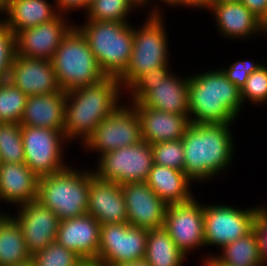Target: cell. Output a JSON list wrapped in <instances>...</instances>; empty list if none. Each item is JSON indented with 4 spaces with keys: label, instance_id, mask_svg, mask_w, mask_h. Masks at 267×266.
Wrapping results in <instances>:
<instances>
[{
    "label": "cell",
    "instance_id": "11",
    "mask_svg": "<svg viewBox=\"0 0 267 266\" xmlns=\"http://www.w3.org/2000/svg\"><path fill=\"white\" fill-rule=\"evenodd\" d=\"M117 107L100 122L85 140L88 148L102 152L101 155L118 148L136 145L141 138L140 117L132 109Z\"/></svg>",
    "mask_w": 267,
    "mask_h": 266
},
{
    "label": "cell",
    "instance_id": "8",
    "mask_svg": "<svg viewBox=\"0 0 267 266\" xmlns=\"http://www.w3.org/2000/svg\"><path fill=\"white\" fill-rule=\"evenodd\" d=\"M153 166L152 145L141 140L136 145L118 148L101 155L99 169L94 175L123 185L146 182Z\"/></svg>",
    "mask_w": 267,
    "mask_h": 266
},
{
    "label": "cell",
    "instance_id": "40",
    "mask_svg": "<svg viewBox=\"0 0 267 266\" xmlns=\"http://www.w3.org/2000/svg\"><path fill=\"white\" fill-rule=\"evenodd\" d=\"M240 2L267 26V0H240Z\"/></svg>",
    "mask_w": 267,
    "mask_h": 266
},
{
    "label": "cell",
    "instance_id": "14",
    "mask_svg": "<svg viewBox=\"0 0 267 266\" xmlns=\"http://www.w3.org/2000/svg\"><path fill=\"white\" fill-rule=\"evenodd\" d=\"M121 189L129 225L146 230L163 227L168 205L146 182L125 183Z\"/></svg>",
    "mask_w": 267,
    "mask_h": 266
},
{
    "label": "cell",
    "instance_id": "46",
    "mask_svg": "<svg viewBox=\"0 0 267 266\" xmlns=\"http://www.w3.org/2000/svg\"><path fill=\"white\" fill-rule=\"evenodd\" d=\"M8 0H0V12H6Z\"/></svg>",
    "mask_w": 267,
    "mask_h": 266
},
{
    "label": "cell",
    "instance_id": "23",
    "mask_svg": "<svg viewBox=\"0 0 267 266\" xmlns=\"http://www.w3.org/2000/svg\"><path fill=\"white\" fill-rule=\"evenodd\" d=\"M189 78L177 79L169 74L163 81L151 84V89L138 101L141 106L173 114H188Z\"/></svg>",
    "mask_w": 267,
    "mask_h": 266
},
{
    "label": "cell",
    "instance_id": "9",
    "mask_svg": "<svg viewBox=\"0 0 267 266\" xmlns=\"http://www.w3.org/2000/svg\"><path fill=\"white\" fill-rule=\"evenodd\" d=\"M148 230L128 223L101 225L97 261L103 266L143 260L146 255Z\"/></svg>",
    "mask_w": 267,
    "mask_h": 266
},
{
    "label": "cell",
    "instance_id": "51",
    "mask_svg": "<svg viewBox=\"0 0 267 266\" xmlns=\"http://www.w3.org/2000/svg\"><path fill=\"white\" fill-rule=\"evenodd\" d=\"M7 216L5 215H0V223L6 218Z\"/></svg>",
    "mask_w": 267,
    "mask_h": 266
},
{
    "label": "cell",
    "instance_id": "47",
    "mask_svg": "<svg viewBox=\"0 0 267 266\" xmlns=\"http://www.w3.org/2000/svg\"><path fill=\"white\" fill-rule=\"evenodd\" d=\"M13 266H35V265H34L33 260L32 259H29L26 262L20 263L18 265H13Z\"/></svg>",
    "mask_w": 267,
    "mask_h": 266
},
{
    "label": "cell",
    "instance_id": "24",
    "mask_svg": "<svg viewBox=\"0 0 267 266\" xmlns=\"http://www.w3.org/2000/svg\"><path fill=\"white\" fill-rule=\"evenodd\" d=\"M211 9L214 11L220 31L226 37L244 38L259 30L267 32V26L240 1L217 3L212 5Z\"/></svg>",
    "mask_w": 267,
    "mask_h": 266
},
{
    "label": "cell",
    "instance_id": "43",
    "mask_svg": "<svg viewBox=\"0 0 267 266\" xmlns=\"http://www.w3.org/2000/svg\"><path fill=\"white\" fill-rule=\"evenodd\" d=\"M115 266H149V265L143 259V260L134 261V262H128V263H123V264H119V265H115Z\"/></svg>",
    "mask_w": 267,
    "mask_h": 266
},
{
    "label": "cell",
    "instance_id": "3",
    "mask_svg": "<svg viewBox=\"0 0 267 266\" xmlns=\"http://www.w3.org/2000/svg\"><path fill=\"white\" fill-rule=\"evenodd\" d=\"M243 104L241 91L222 70L191 76L188 82V105L191 123H231ZM191 112V114H190Z\"/></svg>",
    "mask_w": 267,
    "mask_h": 266
},
{
    "label": "cell",
    "instance_id": "48",
    "mask_svg": "<svg viewBox=\"0 0 267 266\" xmlns=\"http://www.w3.org/2000/svg\"><path fill=\"white\" fill-rule=\"evenodd\" d=\"M135 6L136 5H141V4H143V3H147L148 2V0H130Z\"/></svg>",
    "mask_w": 267,
    "mask_h": 266
},
{
    "label": "cell",
    "instance_id": "32",
    "mask_svg": "<svg viewBox=\"0 0 267 266\" xmlns=\"http://www.w3.org/2000/svg\"><path fill=\"white\" fill-rule=\"evenodd\" d=\"M35 266H79L84 260L57 241L31 255Z\"/></svg>",
    "mask_w": 267,
    "mask_h": 266
},
{
    "label": "cell",
    "instance_id": "45",
    "mask_svg": "<svg viewBox=\"0 0 267 266\" xmlns=\"http://www.w3.org/2000/svg\"><path fill=\"white\" fill-rule=\"evenodd\" d=\"M240 0H210V7L217 3L239 2Z\"/></svg>",
    "mask_w": 267,
    "mask_h": 266
},
{
    "label": "cell",
    "instance_id": "13",
    "mask_svg": "<svg viewBox=\"0 0 267 266\" xmlns=\"http://www.w3.org/2000/svg\"><path fill=\"white\" fill-rule=\"evenodd\" d=\"M194 198L185 203L168 205L163 227L184 253L205 245L204 206Z\"/></svg>",
    "mask_w": 267,
    "mask_h": 266
},
{
    "label": "cell",
    "instance_id": "15",
    "mask_svg": "<svg viewBox=\"0 0 267 266\" xmlns=\"http://www.w3.org/2000/svg\"><path fill=\"white\" fill-rule=\"evenodd\" d=\"M17 217L14 219L22 230L26 248L31 255L56 241L60 220L38 200L22 204Z\"/></svg>",
    "mask_w": 267,
    "mask_h": 266
},
{
    "label": "cell",
    "instance_id": "5",
    "mask_svg": "<svg viewBox=\"0 0 267 266\" xmlns=\"http://www.w3.org/2000/svg\"><path fill=\"white\" fill-rule=\"evenodd\" d=\"M51 62L58 84L65 92L96 84L106 77L87 39L74 26L63 38Z\"/></svg>",
    "mask_w": 267,
    "mask_h": 266
},
{
    "label": "cell",
    "instance_id": "26",
    "mask_svg": "<svg viewBox=\"0 0 267 266\" xmlns=\"http://www.w3.org/2000/svg\"><path fill=\"white\" fill-rule=\"evenodd\" d=\"M46 0H8V20L2 21L16 35L19 31L52 21L59 16Z\"/></svg>",
    "mask_w": 267,
    "mask_h": 266
},
{
    "label": "cell",
    "instance_id": "10",
    "mask_svg": "<svg viewBox=\"0 0 267 266\" xmlns=\"http://www.w3.org/2000/svg\"><path fill=\"white\" fill-rule=\"evenodd\" d=\"M25 164L39 178L58 173L67 166L61 161L62 131L21 125Z\"/></svg>",
    "mask_w": 267,
    "mask_h": 266
},
{
    "label": "cell",
    "instance_id": "29",
    "mask_svg": "<svg viewBox=\"0 0 267 266\" xmlns=\"http://www.w3.org/2000/svg\"><path fill=\"white\" fill-rule=\"evenodd\" d=\"M31 259L22 230L14 218L0 223V266H13Z\"/></svg>",
    "mask_w": 267,
    "mask_h": 266
},
{
    "label": "cell",
    "instance_id": "52",
    "mask_svg": "<svg viewBox=\"0 0 267 266\" xmlns=\"http://www.w3.org/2000/svg\"><path fill=\"white\" fill-rule=\"evenodd\" d=\"M204 266H222V265H204Z\"/></svg>",
    "mask_w": 267,
    "mask_h": 266
},
{
    "label": "cell",
    "instance_id": "18",
    "mask_svg": "<svg viewBox=\"0 0 267 266\" xmlns=\"http://www.w3.org/2000/svg\"><path fill=\"white\" fill-rule=\"evenodd\" d=\"M87 214L93 216L100 225L128 223L121 185L101 180L93 172H89Z\"/></svg>",
    "mask_w": 267,
    "mask_h": 266
},
{
    "label": "cell",
    "instance_id": "33",
    "mask_svg": "<svg viewBox=\"0 0 267 266\" xmlns=\"http://www.w3.org/2000/svg\"><path fill=\"white\" fill-rule=\"evenodd\" d=\"M133 5L130 0H94L87 7L88 20L125 22Z\"/></svg>",
    "mask_w": 267,
    "mask_h": 266
},
{
    "label": "cell",
    "instance_id": "17",
    "mask_svg": "<svg viewBox=\"0 0 267 266\" xmlns=\"http://www.w3.org/2000/svg\"><path fill=\"white\" fill-rule=\"evenodd\" d=\"M8 80L25 95L60 92L51 60L14 56Z\"/></svg>",
    "mask_w": 267,
    "mask_h": 266
},
{
    "label": "cell",
    "instance_id": "37",
    "mask_svg": "<svg viewBox=\"0 0 267 266\" xmlns=\"http://www.w3.org/2000/svg\"><path fill=\"white\" fill-rule=\"evenodd\" d=\"M167 65H162L140 75L128 88L133 89V101L138 102L150 89L151 84L163 81L170 73Z\"/></svg>",
    "mask_w": 267,
    "mask_h": 266
},
{
    "label": "cell",
    "instance_id": "41",
    "mask_svg": "<svg viewBox=\"0 0 267 266\" xmlns=\"http://www.w3.org/2000/svg\"><path fill=\"white\" fill-rule=\"evenodd\" d=\"M56 4H58V8L60 10H70L77 8H84V0H56Z\"/></svg>",
    "mask_w": 267,
    "mask_h": 266
},
{
    "label": "cell",
    "instance_id": "31",
    "mask_svg": "<svg viewBox=\"0 0 267 266\" xmlns=\"http://www.w3.org/2000/svg\"><path fill=\"white\" fill-rule=\"evenodd\" d=\"M25 163L21 125L0 123V163Z\"/></svg>",
    "mask_w": 267,
    "mask_h": 266
},
{
    "label": "cell",
    "instance_id": "6",
    "mask_svg": "<svg viewBox=\"0 0 267 266\" xmlns=\"http://www.w3.org/2000/svg\"><path fill=\"white\" fill-rule=\"evenodd\" d=\"M89 173L69 167L39 178L37 200L54 212L59 220L87 214Z\"/></svg>",
    "mask_w": 267,
    "mask_h": 266
},
{
    "label": "cell",
    "instance_id": "1",
    "mask_svg": "<svg viewBox=\"0 0 267 266\" xmlns=\"http://www.w3.org/2000/svg\"><path fill=\"white\" fill-rule=\"evenodd\" d=\"M230 123H191L181 141L183 172L193 181L206 179L225 169L232 159Z\"/></svg>",
    "mask_w": 267,
    "mask_h": 266
},
{
    "label": "cell",
    "instance_id": "39",
    "mask_svg": "<svg viewBox=\"0 0 267 266\" xmlns=\"http://www.w3.org/2000/svg\"><path fill=\"white\" fill-rule=\"evenodd\" d=\"M265 209L259 207L253 223V231L258 240L262 264L267 260V210Z\"/></svg>",
    "mask_w": 267,
    "mask_h": 266
},
{
    "label": "cell",
    "instance_id": "50",
    "mask_svg": "<svg viewBox=\"0 0 267 266\" xmlns=\"http://www.w3.org/2000/svg\"><path fill=\"white\" fill-rule=\"evenodd\" d=\"M94 0H84V7L86 8V10H87V7L89 6V4L91 3V2H93Z\"/></svg>",
    "mask_w": 267,
    "mask_h": 266
},
{
    "label": "cell",
    "instance_id": "49",
    "mask_svg": "<svg viewBox=\"0 0 267 266\" xmlns=\"http://www.w3.org/2000/svg\"><path fill=\"white\" fill-rule=\"evenodd\" d=\"M165 1L166 3H168L169 5H177L180 4V0H162Z\"/></svg>",
    "mask_w": 267,
    "mask_h": 266
},
{
    "label": "cell",
    "instance_id": "35",
    "mask_svg": "<svg viewBox=\"0 0 267 266\" xmlns=\"http://www.w3.org/2000/svg\"><path fill=\"white\" fill-rule=\"evenodd\" d=\"M0 20V81L9 78L16 54L15 34Z\"/></svg>",
    "mask_w": 267,
    "mask_h": 266
},
{
    "label": "cell",
    "instance_id": "25",
    "mask_svg": "<svg viewBox=\"0 0 267 266\" xmlns=\"http://www.w3.org/2000/svg\"><path fill=\"white\" fill-rule=\"evenodd\" d=\"M190 181L183 171L153 164L146 183L160 199L171 205L192 199L188 189Z\"/></svg>",
    "mask_w": 267,
    "mask_h": 266
},
{
    "label": "cell",
    "instance_id": "4",
    "mask_svg": "<svg viewBox=\"0 0 267 266\" xmlns=\"http://www.w3.org/2000/svg\"><path fill=\"white\" fill-rule=\"evenodd\" d=\"M78 29L87 39L103 73L118 78L131 58L134 29L127 22L94 20Z\"/></svg>",
    "mask_w": 267,
    "mask_h": 266
},
{
    "label": "cell",
    "instance_id": "22",
    "mask_svg": "<svg viewBox=\"0 0 267 266\" xmlns=\"http://www.w3.org/2000/svg\"><path fill=\"white\" fill-rule=\"evenodd\" d=\"M39 177L25 163H0V200L24 204L37 200Z\"/></svg>",
    "mask_w": 267,
    "mask_h": 266
},
{
    "label": "cell",
    "instance_id": "42",
    "mask_svg": "<svg viewBox=\"0 0 267 266\" xmlns=\"http://www.w3.org/2000/svg\"><path fill=\"white\" fill-rule=\"evenodd\" d=\"M184 4V5H189V6H194V7H203L205 8V6L207 8H210V0H180V4ZM209 6V7H208Z\"/></svg>",
    "mask_w": 267,
    "mask_h": 266
},
{
    "label": "cell",
    "instance_id": "28",
    "mask_svg": "<svg viewBox=\"0 0 267 266\" xmlns=\"http://www.w3.org/2000/svg\"><path fill=\"white\" fill-rule=\"evenodd\" d=\"M184 259L185 254L164 227L148 230L144 260L149 266H181Z\"/></svg>",
    "mask_w": 267,
    "mask_h": 266
},
{
    "label": "cell",
    "instance_id": "12",
    "mask_svg": "<svg viewBox=\"0 0 267 266\" xmlns=\"http://www.w3.org/2000/svg\"><path fill=\"white\" fill-rule=\"evenodd\" d=\"M259 208L239 210L229 206H204L205 245L226 246L253 230Z\"/></svg>",
    "mask_w": 267,
    "mask_h": 266
},
{
    "label": "cell",
    "instance_id": "16",
    "mask_svg": "<svg viewBox=\"0 0 267 266\" xmlns=\"http://www.w3.org/2000/svg\"><path fill=\"white\" fill-rule=\"evenodd\" d=\"M72 28L66 25L60 15L48 23L19 31L15 35L16 55L51 60Z\"/></svg>",
    "mask_w": 267,
    "mask_h": 266
},
{
    "label": "cell",
    "instance_id": "44",
    "mask_svg": "<svg viewBox=\"0 0 267 266\" xmlns=\"http://www.w3.org/2000/svg\"><path fill=\"white\" fill-rule=\"evenodd\" d=\"M79 266H102V264L96 261H83Z\"/></svg>",
    "mask_w": 267,
    "mask_h": 266
},
{
    "label": "cell",
    "instance_id": "21",
    "mask_svg": "<svg viewBox=\"0 0 267 266\" xmlns=\"http://www.w3.org/2000/svg\"><path fill=\"white\" fill-rule=\"evenodd\" d=\"M66 92L28 96L20 125L63 132Z\"/></svg>",
    "mask_w": 267,
    "mask_h": 266
},
{
    "label": "cell",
    "instance_id": "36",
    "mask_svg": "<svg viewBox=\"0 0 267 266\" xmlns=\"http://www.w3.org/2000/svg\"><path fill=\"white\" fill-rule=\"evenodd\" d=\"M253 102L262 103L267 100V67L262 65L257 71L251 73L241 90L242 102L245 98Z\"/></svg>",
    "mask_w": 267,
    "mask_h": 266
},
{
    "label": "cell",
    "instance_id": "34",
    "mask_svg": "<svg viewBox=\"0 0 267 266\" xmlns=\"http://www.w3.org/2000/svg\"><path fill=\"white\" fill-rule=\"evenodd\" d=\"M152 145L153 164L184 170V149L180 140L160 142Z\"/></svg>",
    "mask_w": 267,
    "mask_h": 266
},
{
    "label": "cell",
    "instance_id": "20",
    "mask_svg": "<svg viewBox=\"0 0 267 266\" xmlns=\"http://www.w3.org/2000/svg\"><path fill=\"white\" fill-rule=\"evenodd\" d=\"M141 121V138L149 144L180 140L191 124L188 114H173L133 102Z\"/></svg>",
    "mask_w": 267,
    "mask_h": 266
},
{
    "label": "cell",
    "instance_id": "30",
    "mask_svg": "<svg viewBox=\"0 0 267 266\" xmlns=\"http://www.w3.org/2000/svg\"><path fill=\"white\" fill-rule=\"evenodd\" d=\"M27 99L9 80L0 81V123L20 124Z\"/></svg>",
    "mask_w": 267,
    "mask_h": 266
},
{
    "label": "cell",
    "instance_id": "7",
    "mask_svg": "<svg viewBox=\"0 0 267 266\" xmlns=\"http://www.w3.org/2000/svg\"><path fill=\"white\" fill-rule=\"evenodd\" d=\"M155 11V12H154ZM142 29H134L131 58L118 77L120 84L130 86L140 75L168 63V45L162 18L154 9Z\"/></svg>",
    "mask_w": 267,
    "mask_h": 266
},
{
    "label": "cell",
    "instance_id": "38",
    "mask_svg": "<svg viewBox=\"0 0 267 266\" xmlns=\"http://www.w3.org/2000/svg\"><path fill=\"white\" fill-rule=\"evenodd\" d=\"M262 65L253 64L249 61H237L230 66V68L223 69L227 79L233 83L240 91L246 84L249 75L257 71Z\"/></svg>",
    "mask_w": 267,
    "mask_h": 266
},
{
    "label": "cell",
    "instance_id": "19",
    "mask_svg": "<svg viewBox=\"0 0 267 266\" xmlns=\"http://www.w3.org/2000/svg\"><path fill=\"white\" fill-rule=\"evenodd\" d=\"M100 223L90 214L61 220L56 241L74 251L84 261H97Z\"/></svg>",
    "mask_w": 267,
    "mask_h": 266
},
{
    "label": "cell",
    "instance_id": "2",
    "mask_svg": "<svg viewBox=\"0 0 267 266\" xmlns=\"http://www.w3.org/2000/svg\"><path fill=\"white\" fill-rule=\"evenodd\" d=\"M120 86L117 77L106 76L96 84L66 92L65 137L72 139L81 135L85 141L97 125L118 107Z\"/></svg>",
    "mask_w": 267,
    "mask_h": 266
},
{
    "label": "cell",
    "instance_id": "27",
    "mask_svg": "<svg viewBox=\"0 0 267 266\" xmlns=\"http://www.w3.org/2000/svg\"><path fill=\"white\" fill-rule=\"evenodd\" d=\"M222 249L224 255L216 258L211 256L205 260L204 265L262 266L258 240L253 230L246 236L228 243Z\"/></svg>",
    "mask_w": 267,
    "mask_h": 266
}]
</instances>
